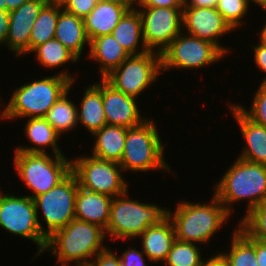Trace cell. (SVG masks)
Masks as SVG:
<instances>
[{"label":"cell","instance_id":"ba28073f","mask_svg":"<svg viewBox=\"0 0 266 266\" xmlns=\"http://www.w3.org/2000/svg\"><path fill=\"white\" fill-rule=\"evenodd\" d=\"M0 227L35 242L39 248L35 257L44 252L47 238L29 195L18 197L0 192Z\"/></svg>","mask_w":266,"mask_h":266},{"label":"cell","instance_id":"7c38bea8","mask_svg":"<svg viewBox=\"0 0 266 266\" xmlns=\"http://www.w3.org/2000/svg\"><path fill=\"white\" fill-rule=\"evenodd\" d=\"M225 55L211 42L180 33L161 53L162 71L203 67Z\"/></svg>","mask_w":266,"mask_h":266},{"label":"cell","instance_id":"d4e9b609","mask_svg":"<svg viewBox=\"0 0 266 266\" xmlns=\"http://www.w3.org/2000/svg\"><path fill=\"white\" fill-rule=\"evenodd\" d=\"M80 106L78 123L80 121L92 135L107 124L102 102V79L86 88Z\"/></svg>","mask_w":266,"mask_h":266},{"label":"cell","instance_id":"30bf717a","mask_svg":"<svg viewBox=\"0 0 266 266\" xmlns=\"http://www.w3.org/2000/svg\"><path fill=\"white\" fill-rule=\"evenodd\" d=\"M119 163L98 159L93 156L71 161V172L76 176L79 187L112 198L127 192V183L121 175Z\"/></svg>","mask_w":266,"mask_h":266},{"label":"cell","instance_id":"6da1fadb","mask_svg":"<svg viewBox=\"0 0 266 266\" xmlns=\"http://www.w3.org/2000/svg\"><path fill=\"white\" fill-rule=\"evenodd\" d=\"M73 81V76L63 71L21 86L13 92L0 119L45 117L54 103L70 90Z\"/></svg>","mask_w":266,"mask_h":266},{"label":"cell","instance_id":"1f68e13d","mask_svg":"<svg viewBox=\"0 0 266 266\" xmlns=\"http://www.w3.org/2000/svg\"><path fill=\"white\" fill-rule=\"evenodd\" d=\"M239 227L249 237L266 241V200L246 213Z\"/></svg>","mask_w":266,"mask_h":266},{"label":"cell","instance_id":"7bdbcfd3","mask_svg":"<svg viewBox=\"0 0 266 266\" xmlns=\"http://www.w3.org/2000/svg\"><path fill=\"white\" fill-rule=\"evenodd\" d=\"M203 266H228V263L218 253L217 255L214 254L212 258L210 257L208 260H206Z\"/></svg>","mask_w":266,"mask_h":266},{"label":"cell","instance_id":"d6a6232c","mask_svg":"<svg viewBox=\"0 0 266 266\" xmlns=\"http://www.w3.org/2000/svg\"><path fill=\"white\" fill-rule=\"evenodd\" d=\"M248 8L247 0H218L216 5L217 11L233 30L241 26V18L246 15Z\"/></svg>","mask_w":266,"mask_h":266},{"label":"cell","instance_id":"277c9868","mask_svg":"<svg viewBox=\"0 0 266 266\" xmlns=\"http://www.w3.org/2000/svg\"><path fill=\"white\" fill-rule=\"evenodd\" d=\"M215 187L214 195L230 215L231 203L242 199L249 201L248 213L266 200V165L237 158Z\"/></svg>","mask_w":266,"mask_h":266},{"label":"cell","instance_id":"2e32d148","mask_svg":"<svg viewBox=\"0 0 266 266\" xmlns=\"http://www.w3.org/2000/svg\"><path fill=\"white\" fill-rule=\"evenodd\" d=\"M47 3L46 0L24 2L16 10L9 12V32L5 44L20 57L29 53V39L35 19Z\"/></svg>","mask_w":266,"mask_h":266},{"label":"cell","instance_id":"d6986e66","mask_svg":"<svg viewBox=\"0 0 266 266\" xmlns=\"http://www.w3.org/2000/svg\"><path fill=\"white\" fill-rule=\"evenodd\" d=\"M139 237L142 238V251L148 261H166L175 240L173 223L167 216L158 225L148 227Z\"/></svg>","mask_w":266,"mask_h":266},{"label":"cell","instance_id":"4dcf8cb0","mask_svg":"<svg viewBox=\"0 0 266 266\" xmlns=\"http://www.w3.org/2000/svg\"><path fill=\"white\" fill-rule=\"evenodd\" d=\"M199 249L195 243L175 239L165 262L168 266H203Z\"/></svg>","mask_w":266,"mask_h":266},{"label":"cell","instance_id":"f546056e","mask_svg":"<svg viewBox=\"0 0 266 266\" xmlns=\"http://www.w3.org/2000/svg\"><path fill=\"white\" fill-rule=\"evenodd\" d=\"M37 59L43 67L56 68L67 62H77L78 59L71 51H69L60 41L55 38L36 47Z\"/></svg>","mask_w":266,"mask_h":266},{"label":"cell","instance_id":"e575fe53","mask_svg":"<svg viewBox=\"0 0 266 266\" xmlns=\"http://www.w3.org/2000/svg\"><path fill=\"white\" fill-rule=\"evenodd\" d=\"M98 1L99 0H70L64 9L84 19L97 5Z\"/></svg>","mask_w":266,"mask_h":266},{"label":"cell","instance_id":"83f0119b","mask_svg":"<svg viewBox=\"0 0 266 266\" xmlns=\"http://www.w3.org/2000/svg\"><path fill=\"white\" fill-rule=\"evenodd\" d=\"M60 7L46 3L35 19L29 39V53L39 45L53 39Z\"/></svg>","mask_w":266,"mask_h":266},{"label":"cell","instance_id":"d590c367","mask_svg":"<svg viewBox=\"0 0 266 266\" xmlns=\"http://www.w3.org/2000/svg\"><path fill=\"white\" fill-rule=\"evenodd\" d=\"M89 266H122L120 258L115 255L111 249L107 247L98 252Z\"/></svg>","mask_w":266,"mask_h":266},{"label":"cell","instance_id":"9c48e42d","mask_svg":"<svg viewBox=\"0 0 266 266\" xmlns=\"http://www.w3.org/2000/svg\"><path fill=\"white\" fill-rule=\"evenodd\" d=\"M155 51L130 55L104 79L115 89L136 98L161 74V54Z\"/></svg>","mask_w":266,"mask_h":266},{"label":"cell","instance_id":"cb8c5ba5","mask_svg":"<svg viewBox=\"0 0 266 266\" xmlns=\"http://www.w3.org/2000/svg\"><path fill=\"white\" fill-rule=\"evenodd\" d=\"M25 134L27 139L36 147H18L15 151L27 153H46L43 147L52 146L54 155H63L57 145L60 134L50 125L44 117H35L28 119L25 124Z\"/></svg>","mask_w":266,"mask_h":266},{"label":"cell","instance_id":"ab89813d","mask_svg":"<svg viewBox=\"0 0 266 266\" xmlns=\"http://www.w3.org/2000/svg\"><path fill=\"white\" fill-rule=\"evenodd\" d=\"M9 32V12L0 9V44H5Z\"/></svg>","mask_w":266,"mask_h":266},{"label":"cell","instance_id":"603a6c76","mask_svg":"<svg viewBox=\"0 0 266 266\" xmlns=\"http://www.w3.org/2000/svg\"><path fill=\"white\" fill-rule=\"evenodd\" d=\"M93 135L97 139H95L92 156L98 159L120 163L125 148L127 128L106 124Z\"/></svg>","mask_w":266,"mask_h":266},{"label":"cell","instance_id":"8fae6325","mask_svg":"<svg viewBox=\"0 0 266 266\" xmlns=\"http://www.w3.org/2000/svg\"><path fill=\"white\" fill-rule=\"evenodd\" d=\"M78 186L77 178L71 172L57 186L33 198L37 218L39 219L38 211H40V208L44 214L43 218L47 225V229H44V236L46 238L75 219V202Z\"/></svg>","mask_w":266,"mask_h":266},{"label":"cell","instance_id":"bcb514c9","mask_svg":"<svg viewBox=\"0 0 266 266\" xmlns=\"http://www.w3.org/2000/svg\"><path fill=\"white\" fill-rule=\"evenodd\" d=\"M48 4L64 8L70 0H46Z\"/></svg>","mask_w":266,"mask_h":266},{"label":"cell","instance_id":"b9f144b4","mask_svg":"<svg viewBox=\"0 0 266 266\" xmlns=\"http://www.w3.org/2000/svg\"><path fill=\"white\" fill-rule=\"evenodd\" d=\"M190 1V2H189ZM184 0V7H216L218 0Z\"/></svg>","mask_w":266,"mask_h":266},{"label":"cell","instance_id":"8992f818","mask_svg":"<svg viewBox=\"0 0 266 266\" xmlns=\"http://www.w3.org/2000/svg\"><path fill=\"white\" fill-rule=\"evenodd\" d=\"M158 134L155 124L149 119L127 128L125 148L119 163L124 172L170 170L164 159V147Z\"/></svg>","mask_w":266,"mask_h":266},{"label":"cell","instance_id":"9a60e30c","mask_svg":"<svg viewBox=\"0 0 266 266\" xmlns=\"http://www.w3.org/2000/svg\"><path fill=\"white\" fill-rule=\"evenodd\" d=\"M102 102L107 124L130 128L146 119L140 115L135 97L115 89L105 79H102Z\"/></svg>","mask_w":266,"mask_h":266},{"label":"cell","instance_id":"484cf974","mask_svg":"<svg viewBox=\"0 0 266 266\" xmlns=\"http://www.w3.org/2000/svg\"><path fill=\"white\" fill-rule=\"evenodd\" d=\"M135 9L128 11L115 26L111 33L112 36L130 55H139L149 51L146 48L143 40L142 21L140 13L138 12L137 8ZM139 43L142 44V50L136 52L139 47Z\"/></svg>","mask_w":266,"mask_h":266},{"label":"cell","instance_id":"7402d4cb","mask_svg":"<svg viewBox=\"0 0 266 266\" xmlns=\"http://www.w3.org/2000/svg\"><path fill=\"white\" fill-rule=\"evenodd\" d=\"M89 47L90 58L101 64V79H104L130 56L112 34L91 39Z\"/></svg>","mask_w":266,"mask_h":266},{"label":"cell","instance_id":"5b68a950","mask_svg":"<svg viewBox=\"0 0 266 266\" xmlns=\"http://www.w3.org/2000/svg\"><path fill=\"white\" fill-rule=\"evenodd\" d=\"M127 193L112 199L110 219L105 229V234H109L111 239L139 237L148 227L158 225L167 217L165 208L125 198Z\"/></svg>","mask_w":266,"mask_h":266},{"label":"cell","instance_id":"c3c4849f","mask_svg":"<svg viewBox=\"0 0 266 266\" xmlns=\"http://www.w3.org/2000/svg\"><path fill=\"white\" fill-rule=\"evenodd\" d=\"M260 37H261L264 41H266V24H265L264 27L262 28V31H261Z\"/></svg>","mask_w":266,"mask_h":266},{"label":"cell","instance_id":"f35d334b","mask_svg":"<svg viewBox=\"0 0 266 266\" xmlns=\"http://www.w3.org/2000/svg\"><path fill=\"white\" fill-rule=\"evenodd\" d=\"M261 41V42H260ZM259 45L254 46L255 63L261 71L266 73V41L259 38ZM261 83H266V77Z\"/></svg>","mask_w":266,"mask_h":266},{"label":"cell","instance_id":"52a82bcc","mask_svg":"<svg viewBox=\"0 0 266 266\" xmlns=\"http://www.w3.org/2000/svg\"><path fill=\"white\" fill-rule=\"evenodd\" d=\"M14 153L18 176L33 190L32 199L48 192L71 173V161L64 155L52 157L48 153Z\"/></svg>","mask_w":266,"mask_h":266},{"label":"cell","instance_id":"681fc988","mask_svg":"<svg viewBox=\"0 0 266 266\" xmlns=\"http://www.w3.org/2000/svg\"><path fill=\"white\" fill-rule=\"evenodd\" d=\"M0 9L7 11V3H6V0H0Z\"/></svg>","mask_w":266,"mask_h":266},{"label":"cell","instance_id":"3957f363","mask_svg":"<svg viewBox=\"0 0 266 266\" xmlns=\"http://www.w3.org/2000/svg\"><path fill=\"white\" fill-rule=\"evenodd\" d=\"M175 230V239L189 243H205L229 219L230 214L214 195L210 203L180 201L176 210L167 211Z\"/></svg>","mask_w":266,"mask_h":266},{"label":"cell","instance_id":"836d02e7","mask_svg":"<svg viewBox=\"0 0 266 266\" xmlns=\"http://www.w3.org/2000/svg\"><path fill=\"white\" fill-rule=\"evenodd\" d=\"M251 109L246 110L243 106L237 107L252 121L266 127V83H261L255 92Z\"/></svg>","mask_w":266,"mask_h":266},{"label":"cell","instance_id":"7a4b0ae2","mask_svg":"<svg viewBox=\"0 0 266 266\" xmlns=\"http://www.w3.org/2000/svg\"><path fill=\"white\" fill-rule=\"evenodd\" d=\"M105 230L95 224L73 219L65 227L47 238L45 251L53 252L61 266L75 262L77 266H89L92 256L104 250Z\"/></svg>","mask_w":266,"mask_h":266},{"label":"cell","instance_id":"60d3db41","mask_svg":"<svg viewBox=\"0 0 266 266\" xmlns=\"http://www.w3.org/2000/svg\"><path fill=\"white\" fill-rule=\"evenodd\" d=\"M256 258L258 266H266V241L256 239Z\"/></svg>","mask_w":266,"mask_h":266},{"label":"cell","instance_id":"7dc6e473","mask_svg":"<svg viewBox=\"0 0 266 266\" xmlns=\"http://www.w3.org/2000/svg\"><path fill=\"white\" fill-rule=\"evenodd\" d=\"M254 3H257L258 5H260V7L264 8L266 5V0H252ZM247 2L249 3V0H247Z\"/></svg>","mask_w":266,"mask_h":266},{"label":"cell","instance_id":"8d00e7d4","mask_svg":"<svg viewBox=\"0 0 266 266\" xmlns=\"http://www.w3.org/2000/svg\"><path fill=\"white\" fill-rule=\"evenodd\" d=\"M143 251L135 250L134 248L127 249L120 257L122 266H147L144 262Z\"/></svg>","mask_w":266,"mask_h":266},{"label":"cell","instance_id":"74e56055","mask_svg":"<svg viewBox=\"0 0 266 266\" xmlns=\"http://www.w3.org/2000/svg\"><path fill=\"white\" fill-rule=\"evenodd\" d=\"M143 7L183 8L184 0H135V5Z\"/></svg>","mask_w":266,"mask_h":266},{"label":"cell","instance_id":"44dd1931","mask_svg":"<svg viewBox=\"0 0 266 266\" xmlns=\"http://www.w3.org/2000/svg\"><path fill=\"white\" fill-rule=\"evenodd\" d=\"M54 38L60 41L78 59L84 46H86L85 44H90L83 18L75 16L61 7Z\"/></svg>","mask_w":266,"mask_h":266},{"label":"cell","instance_id":"4316f807","mask_svg":"<svg viewBox=\"0 0 266 266\" xmlns=\"http://www.w3.org/2000/svg\"><path fill=\"white\" fill-rule=\"evenodd\" d=\"M229 252L219 253L228 266H258L256 239L249 237L240 227L232 235Z\"/></svg>","mask_w":266,"mask_h":266},{"label":"cell","instance_id":"ee69618b","mask_svg":"<svg viewBox=\"0 0 266 266\" xmlns=\"http://www.w3.org/2000/svg\"><path fill=\"white\" fill-rule=\"evenodd\" d=\"M102 1L119 4V5L127 8L129 11L130 10H134V8H135V7H133L134 3H135V0H102Z\"/></svg>","mask_w":266,"mask_h":266},{"label":"cell","instance_id":"5bb4252c","mask_svg":"<svg viewBox=\"0 0 266 266\" xmlns=\"http://www.w3.org/2000/svg\"><path fill=\"white\" fill-rule=\"evenodd\" d=\"M182 25L187 34L213 43L224 55L229 51L220 45L217 38L233 29L216 7H183Z\"/></svg>","mask_w":266,"mask_h":266},{"label":"cell","instance_id":"ffe728a7","mask_svg":"<svg viewBox=\"0 0 266 266\" xmlns=\"http://www.w3.org/2000/svg\"><path fill=\"white\" fill-rule=\"evenodd\" d=\"M128 11L119 4L99 0L93 10L83 19L89 40L111 34Z\"/></svg>","mask_w":266,"mask_h":266},{"label":"cell","instance_id":"e0dca14e","mask_svg":"<svg viewBox=\"0 0 266 266\" xmlns=\"http://www.w3.org/2000/svg\"><path fill=\"white\" fill-rule=\"evenodd\" d=\"M230 107L246 140L244 152L238 158L266 165V127L250 120L237 105L230 104Z\"/></svg>","mask_w":266,"mask_h":266},{"label":"cell","instance_id":"ac0fdd59","mask_svg":"<svg viewBox=\"0 0 266 266\" xmlns=\"http://www.w3.org/2000/svg\"><path fill=\"white\" fill-rule=\"evenodd\" d=\"M112 197L91 192L78 186L75 202V219L106 229L110 219Z\"/></svg>","mask_w":266,"mask_h":266},{"label":"cell","instance_id":"f1b7e54d","mask_svg":"<svg viewBox=\"0 0 266 266\" xmlns=\"http://www.w3.org/2000/svg\"><path fill=\"white\" fill-rule=\"evenodd\" d=\"M68 93L69 90L54 103L44 117L60 135L78 125L77 112L79 109L72 101L68 100Z\"/></svg>","mask_w":266,"mask_h":266},{"label":"cell","instance_id":"4fadbf2b","mask_svg":"<svg viewBox=\"0 0 266 266\" xmlns=\"http://www.w3.org/2000/svg\"><path fill=\"white\" fill-rule=\"evenodd\" d=\"M146 48L162 53L181 33L183 8L143 7L138 10Z\"/></svg>","mask_w":266,"mask_h":266},{"label":"cell","instance_id":"f6af8a7d","mask_svg":"<svg viewBox=\"0 0 266 266\" xmlns=\"http://www.w3.org/2000/svg\"><path fill=\"white\" fill-rule=\"evenodd\" d=\"M27 1H30V0H6V3H7V11L8 12H11L13 10H16L24 2H27Z\"/></svg>","mask_w":266,"mask_h":266}]
</instances>
